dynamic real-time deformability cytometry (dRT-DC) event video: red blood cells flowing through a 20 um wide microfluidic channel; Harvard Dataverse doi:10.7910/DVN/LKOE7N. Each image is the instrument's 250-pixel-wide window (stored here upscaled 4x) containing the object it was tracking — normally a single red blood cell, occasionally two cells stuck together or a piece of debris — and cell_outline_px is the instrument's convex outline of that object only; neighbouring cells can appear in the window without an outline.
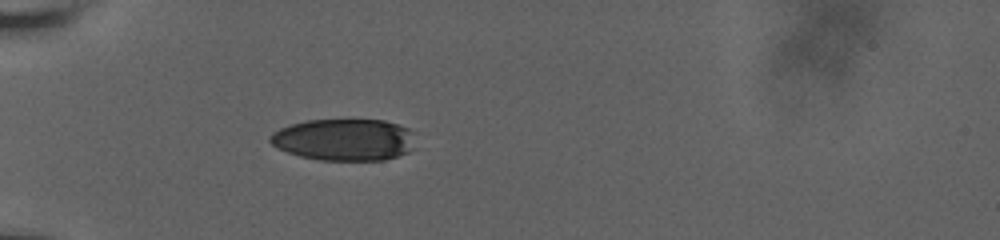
{"species": "human", "species_latin": "Homo sapiens", "temperature_condition": "room temperature", "stored_images_in_passage": 4, "camera_frame_rate_fps": 3000, "um_per_image_px": 0.085, "donor": {"sex": "male"}, "frame": {"image": 1, "passage_image": 1, "time_ms": 0.0, "image_size_px": [1000, 240], "cell_outline_px": [[412, 132], [408, 152], [384, 160], [320, 160], [300, 156], [276, 148], [268, 140], [268, 136], [272, 132], [280, 128], [292, 124], [308, 120], [384, 120], [408, 128]], "centroid_in_image_um": [29.17, 11.87], "position_along_channel_um": 55.8, "area_um2": 35.08}}